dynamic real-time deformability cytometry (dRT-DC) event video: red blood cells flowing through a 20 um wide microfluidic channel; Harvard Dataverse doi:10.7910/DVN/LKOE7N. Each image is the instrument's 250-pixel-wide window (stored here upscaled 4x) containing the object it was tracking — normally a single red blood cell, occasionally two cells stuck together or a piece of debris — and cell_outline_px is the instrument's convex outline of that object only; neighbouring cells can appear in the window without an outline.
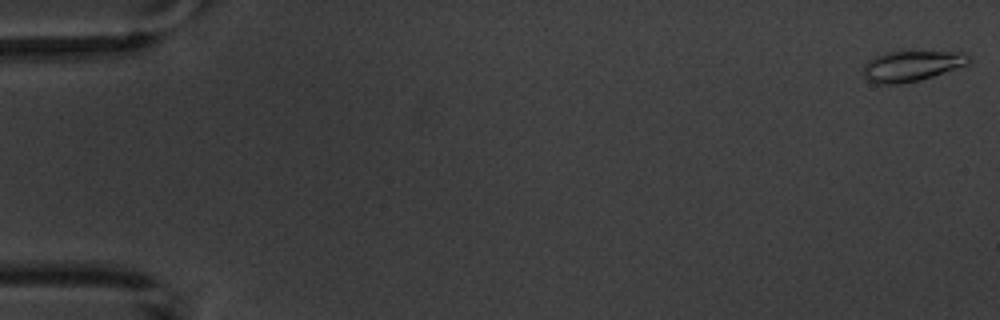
{"species": "common noctule bat (a hibernating species)", "species_latin": "Nyctalus noctula", "temperature_condition": "warm", "stored_images_in_passage": 5, "camera_frame_rate_fps": 3000, "um_per_image_px": 0.085, "animal": {"sex": "male", "body_mass_g": 20.1, "forearm_length_mm": 53.5}, "frame": {"image": 1, "passage_image": 1, "time_ms": 0.0, "image_size_px": [1000, 320], "cell_outline_px": [[972, 60], [968, 64], [920, 80], [900, 84], [876, 84], [864, 80], [860, 72], [864, 64], [868, 60], [876, 56], [888, 52], [964, 52], [972, 56]], "centroid_in_image_um": [77.43, 5.62], "position_along_channel_um": 7.6, "area_um2": 19.02}}